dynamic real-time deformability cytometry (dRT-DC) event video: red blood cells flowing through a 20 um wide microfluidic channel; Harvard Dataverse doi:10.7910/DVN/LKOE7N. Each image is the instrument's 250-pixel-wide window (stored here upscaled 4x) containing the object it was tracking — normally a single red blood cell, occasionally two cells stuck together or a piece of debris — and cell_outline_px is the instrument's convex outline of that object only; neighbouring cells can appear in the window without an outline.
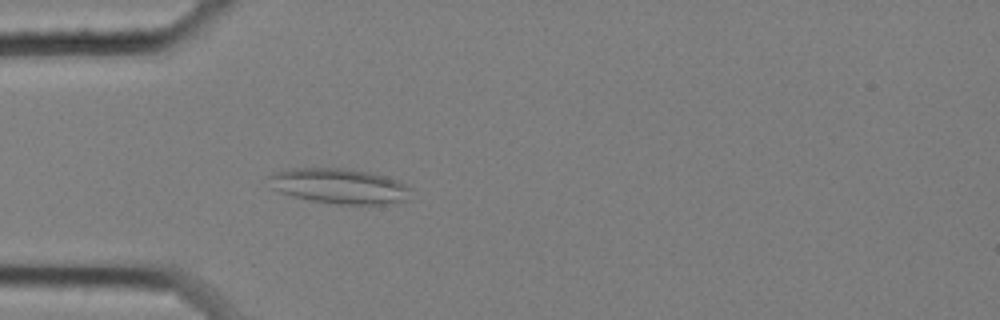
{"species": "common noctule bat (a hibernating species)", "species_latin": "Nyctalus noctula", "temperature_condition": "cold", "stored_images_in_passage": 50, "camera_frame_rate_fps": 3000, "um_per_image_px": 0.085, "animal": {"sex": "female", "body_mass_g": 25.1}, "frame": {"image": 1, "passage_image": 9, "time_ms": 2.667, "image_size_px": [1000, 320], "cell_outline_px": [[412, 188], [408, 200], [384, 204], [340, 204], [312, 200], [292, 196], [280, 192], [272, 188], [268, 176], [276, 172], [292, 168], [340, 168], [368, 172], [384, 176], [408, 184]], "centroid_in_image_um": [28.88, 15.82], "position_along_channel_um": 56.1, "area_um2": 28.96}}
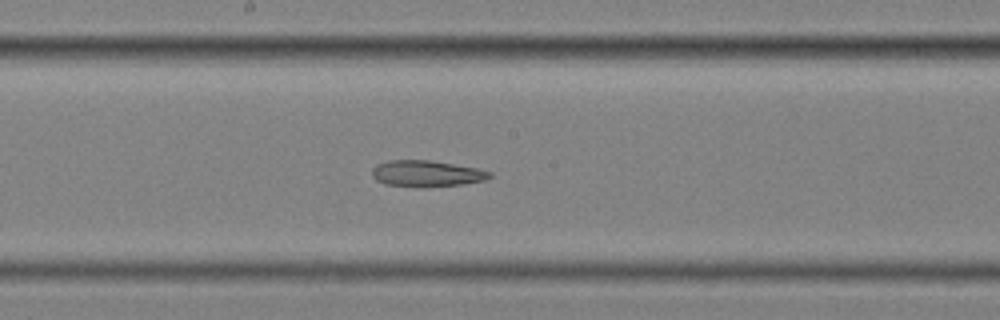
{"frame": {"image": 2, "passage_image": 23, "time_ms": 7.333, "image_size_px": [1000, 320], "cell_outline_px": [[492, 176], [484, 180], [460, 184], [384, 184], [376, 180], [372, 176], [372, 168], [376, 164], [388, 160], [432, 160], [476, 168], [492, 172]], "centroid_in_image_um": [36.23, 14.69], "position_along_channel_um": 212.0, "area_um2": 17.05}}
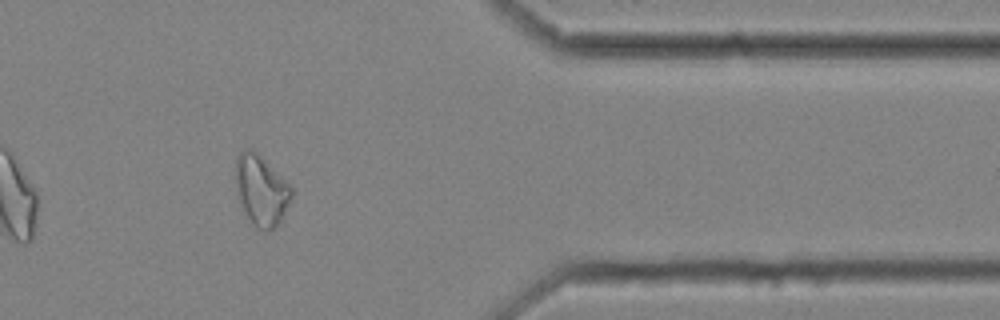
{"frame": {"image": 3, "passage_image": 40, "time_ms": 13.0, "image_size_px": [1000, 320], "cell_outline_px": [[292, 196], [280, 220], [272, 228], [264, 232], [256, 228], [252, 224], [244, 212], [236, 196], [236, 156], [244, 148], [252, 148], [292, 184]], "centroid_in_image_um": [22.19, 16.14], "position_along_channel_um": 389.2, "area_um2": 23.18}}